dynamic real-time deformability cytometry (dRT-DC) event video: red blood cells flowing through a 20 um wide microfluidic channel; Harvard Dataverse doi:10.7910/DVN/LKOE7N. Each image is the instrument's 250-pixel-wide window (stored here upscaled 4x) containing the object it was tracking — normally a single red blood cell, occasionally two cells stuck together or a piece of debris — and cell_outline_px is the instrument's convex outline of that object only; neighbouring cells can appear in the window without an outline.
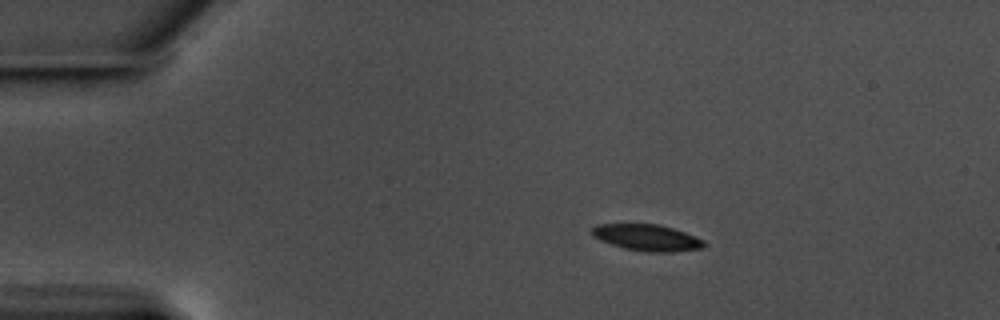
{"species": "common noctule bat (a hibernating species)", "species_latin": "Nyctalus noctula", "temperature_condition": "warm", "stored_images_in_passage": 7, "camera_frame_rate_fps": 3000, "um_per_image_px": 0.085, "animal": {"sex": "male", "body_mass_g": 17.5, "forearm_length_mm": 52.3}, "frame": {"image": 1, "passage_image": 1, "time_ms": 0.0, "image_size_px": [1000, 320], "cell_outline_px": [[708, 244], [704, 248], [672, 252], [648, 252], [624, 248], [600, 240], [592, 236], [592, 228], [596, 224], [660, 224], [684, 232], [704, 240]], "centroid_in_image_um": [55.02, 20.2], "position_along_channel_um": 30.0, "area_um2": 17.28}}